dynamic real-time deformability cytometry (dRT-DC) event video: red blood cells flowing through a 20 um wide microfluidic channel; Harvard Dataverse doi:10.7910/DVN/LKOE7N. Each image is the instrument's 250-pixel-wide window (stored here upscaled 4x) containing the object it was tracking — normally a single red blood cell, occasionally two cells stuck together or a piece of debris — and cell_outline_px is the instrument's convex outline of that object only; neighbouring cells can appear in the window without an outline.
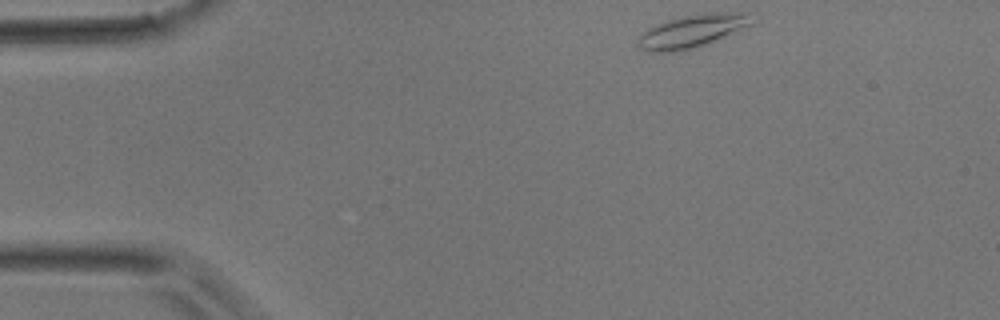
{"species": "common noctule bat (a hibernating species)", "species_latin": "Nyctalus noctula", "temperature_condition": "room temperature", "stored_images_in_passage": 41, "camera_frame_rate_fps": 3000, "um_per_image_px": 0.085, "animal": {"sex": "male", "body_mass_g": 17.9}, "frame": {"image": 1, "passage_image": 1, "time_ms": 0.0, "image_size_px": [1000, 320], "cell_outline_px": [[756, 12], [752, 24], [704, 44], [680, 52], [648, 52], [640, 48], [640, 32], [648, 28], [668, 20], [684, 16], [716, 12]], "centroid_in_image_um": [58.87, 2.62], "position_along_channel_um": 26.1, "area_um2": 21.56}}
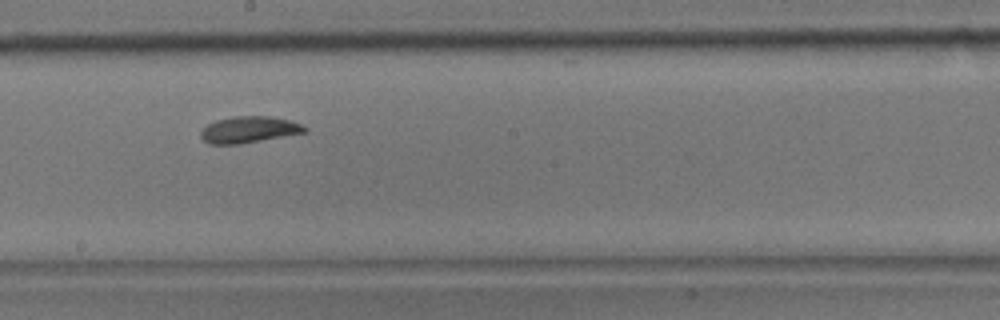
{"frame": {"image": 2, "passage_image": 20, "time_ms": 6.333, "image_size_px": [1000, 320], "cell_outline_px": [[308, 132], [240, 144], [208, 144], [200, 136], [200, 132], [208, 124], [216, 120], [236, 116], [268, 116], [288, 120], [300, 124], [308, 128]], "centroid_in_image_um": [21.16, 11.02], "position_along_channel_um": 227.0, "area_um2": 15.95}}
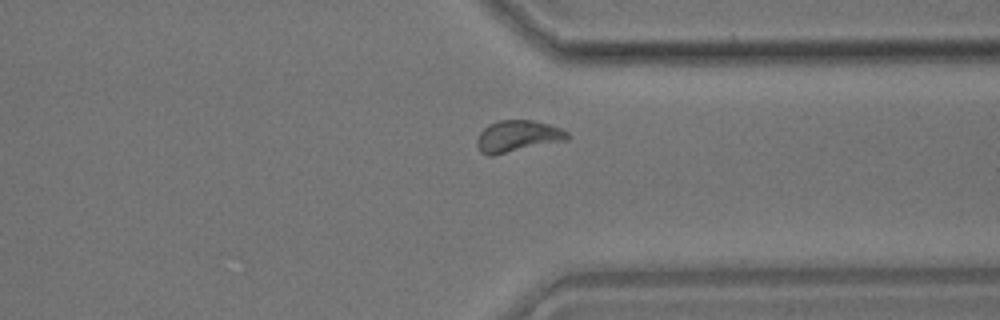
{"frame": {"image": 3, "passage_image": 30, "time_ms": 9.667, "image_size_px": [1000, 320], "cell_outline_px": [[572, 136], [568, 140], [492, 156], [488, 156], [480, 152], [476, 144], [476, 140], [480, 132], [488, 124], [500, 120], [532, 120], [548, 124], [560, 128], [568, 132]], "centroid_in_image_um": [44.0, 11.59], "position_along_channel_um": 367.4, "area_um2": 16.88}}